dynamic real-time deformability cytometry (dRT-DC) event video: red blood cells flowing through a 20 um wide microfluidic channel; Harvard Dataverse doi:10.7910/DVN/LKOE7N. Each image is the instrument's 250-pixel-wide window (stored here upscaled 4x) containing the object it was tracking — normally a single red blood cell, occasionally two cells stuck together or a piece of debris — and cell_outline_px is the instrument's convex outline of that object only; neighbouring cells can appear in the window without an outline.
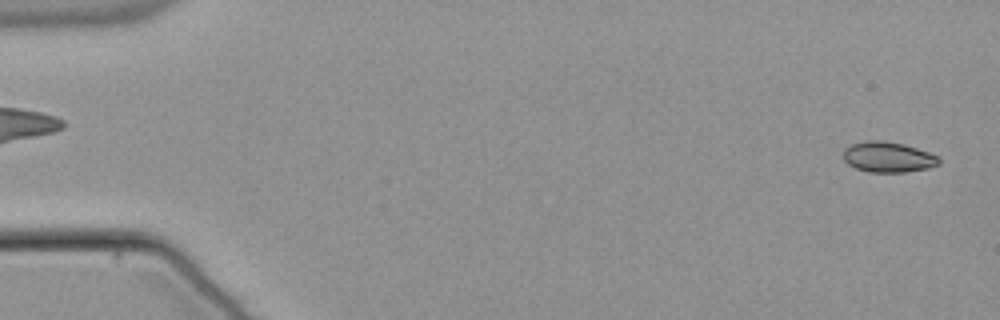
{"species": "common noctule bat (a hibernating species)", "species_latin": "Nyctalus noctula", "temperature_condition": "warm", "stored_images_in_passage": 54, "camera_frame_rate_fps": 3000, "um_per_image_px": 0.085, "animal": {"sex": "male", "body_mass_g": 21.5, "forearm_length_mm": 52.0}, "frame": {"image": 1, "passage_image": 2, "time_ms": 0.333, "image_size_px": [1000, 320], "cell_outline_px": [[940, 164], [928, 168], [904, 172], [868, 172], [856, 168], [848, 164], [844, 160], [844, 148], [852, 144], [868, 140], [880, 140], [904, 144], [940, 156]], "centroid_in_image_um": [75.5, 13.35], "position_along_channel_um": 9.5, "area_um2": 16.99}}
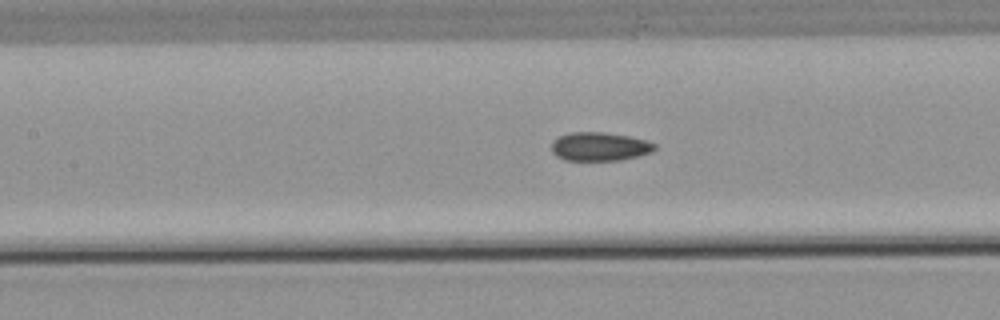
{"frame": {"image": 2, "passage_image": 25, "time_ms": 8.0, "image_size_px": [1000, 320], "cell_outline_px": [[656, 148], [652, 152], [620, 160], [564, 160], [556, 156], [552, 152], [552, 140], [568, 132], [604, 132], [628, 136], [644, 140], [656, 144]], "centroid_in_image_um": [50.93, 12.45], "position_along_channel_um": 156.5, "area_um2": 17.17}}
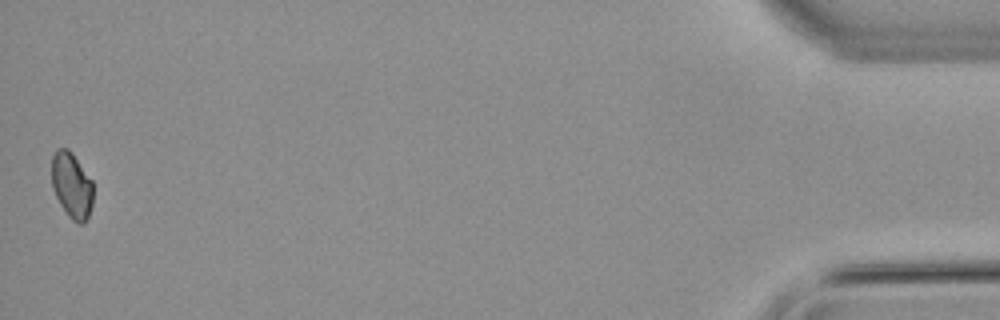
{"frame": {"image": 3, "passage_image": 54, "time_ms": 17.667, "image_size_px": [1000, 320], "cell_outline_px": [[92, 204], [88, 216], [84, 224], [76, 224], [68, 216], [60, 204], [52, 188], [52, 156], [56, 148], [68, 148], [72, 152], [92, 180]], "centroid_in_image_um": [6.09, 15.75], "position_along_channel_um": 429.1, "area_um2": 16.01}, "authors_computed_cell_mechanics": {"area_um2": 17.0799, "velocity_mm_per_s": 3.8033, "shape_relaxation_time_tau1_ms": null, "shape_relaxation_time_tau2_ms": 6.8253, "deformation_change_tau1": null, "deformation_change_tau2": 0.0796}}